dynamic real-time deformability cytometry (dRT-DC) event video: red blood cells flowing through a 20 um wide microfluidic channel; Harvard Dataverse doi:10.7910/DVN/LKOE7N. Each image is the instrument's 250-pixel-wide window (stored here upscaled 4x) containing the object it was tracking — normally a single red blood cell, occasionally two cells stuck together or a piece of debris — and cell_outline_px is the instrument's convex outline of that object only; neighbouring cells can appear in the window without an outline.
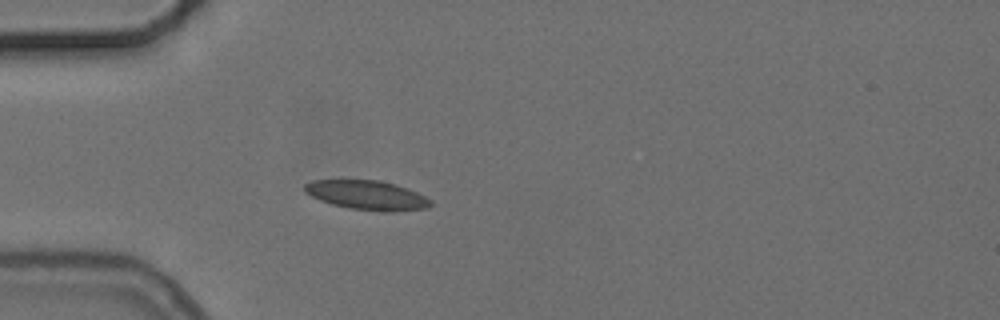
{"species": "common noctule bat (a hibernating species)", "species_latin": "Nyctalus noctula", "temperature_condition": "cold", "stored_images_in_passage": 6, "camera_frame_rate_fps": 3000, "um_per_image_px": 0.085, "animal": {"sex": "female", "body_mass_g": 24.6, "forearm_length_mm": 56.2}, "frame": {"image": 1, "passage_image": 6, "time_ms": 6.0, "image_size_px": [1000, 320], "cell_outline_px": [[432, 204], [428, 208], [392, 212], [384, 212], [348, 208], [332, 204], [320, 200], [304, 192], [304, 184], [312, 180], [380, 180], [396, 184], [408, 188], [432, 200]], "centroid_in_image_um": [31.22, 16.59], "position_along_channel_um": 53.8, "area_um2": 21.68}}